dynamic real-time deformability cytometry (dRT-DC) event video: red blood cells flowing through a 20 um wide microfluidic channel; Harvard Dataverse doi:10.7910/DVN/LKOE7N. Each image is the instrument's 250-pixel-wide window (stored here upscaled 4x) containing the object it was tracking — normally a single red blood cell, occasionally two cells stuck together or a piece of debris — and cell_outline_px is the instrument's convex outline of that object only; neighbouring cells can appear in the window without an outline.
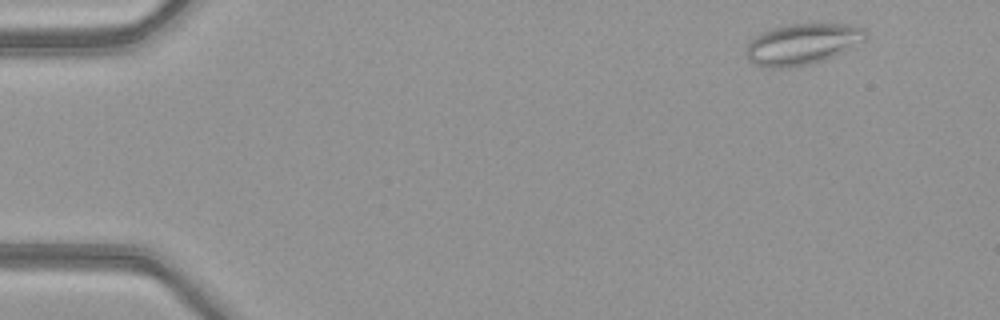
{"species": "common noctule bat (a hibernating species)", "species_latin": "Nyctalus noctula", "temperature_condition": "warm", "stored_images_in_passage": 50, "camera_frame_rate_fps": 3000, "um_per_image_px": 0.085, "animal": {"sex": "female", "body_mass_g": 21.9}, "frame": {"image": 1, "passage_image": 4, "time_ms": 1.0, "image_size_px": [1000, 320], "cell_outline_px": [[868, 40], [832, 56], [820, 60], [788, 68], [764, 68], [752, 64], [748, 60], [744, 52], [748, 44], [760, 32], [772, 28], [788, 24], [848, 24], [864, 28], [868, 32]], "centroid_in_image_um": [68.18, 3.74], "position_along_channel_um": 16.8, "area_um2": 28.67}}
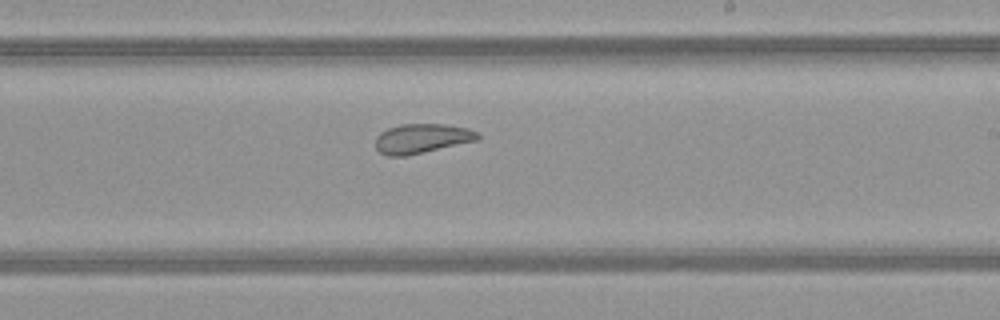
{"frame": {"image": 2, "passage_image": 30, "time_ms": 9.667, "image_size_px": [1000, 320], "cell_outline_px": [[480, 140], [408, 156], [388, 156], [380, 152], [376, 148], [376, 136], [380, 132], [388, 128], [400, 124], [444, 124], [468, 128], [480, 132]], "centroid_in_image_um": [35.9, 11.77], "position_along_channel_um": 253.1, "area_um2": 17.92}}
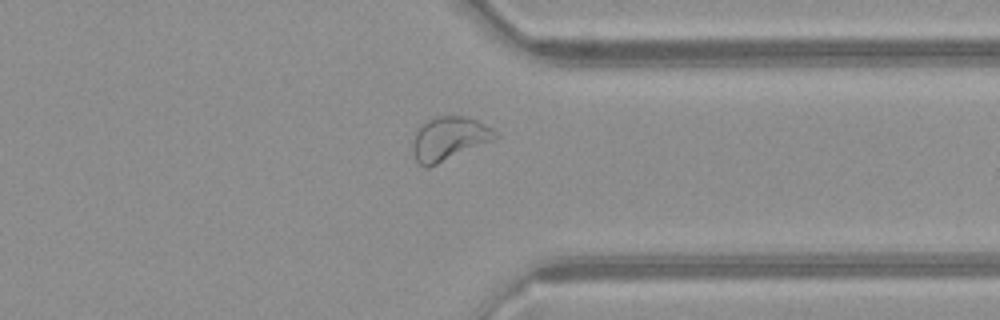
{"frame": {"image": 3, "passage_image": 39, "time_ms": 12.667, "image_size_px": [1000, 320], "cell_outline_px": [[496, 140], [428, 168], [424, 168], [416, 164], [412, 152], [412, 144], [416, 128], [420, 124], [436, 116], [464, 116], [476, 120], [492, 128], [496, 132]], "centroid_in_image_um": [38.12, 11.81], "position_along_channel_um": 373.3, "area_um2": 21.44}, "authors_computed_cell_mechanics": {"area_um2": 24.0737, "velocity_mm_per_s": 4.0723, "shape_relaxation_time_tau1_ms": null, "shape_relaxation_time_tau2_ms": 1.6806, "deformation_change_tau1": null, "deformation_change_tau2": 0.0838}}